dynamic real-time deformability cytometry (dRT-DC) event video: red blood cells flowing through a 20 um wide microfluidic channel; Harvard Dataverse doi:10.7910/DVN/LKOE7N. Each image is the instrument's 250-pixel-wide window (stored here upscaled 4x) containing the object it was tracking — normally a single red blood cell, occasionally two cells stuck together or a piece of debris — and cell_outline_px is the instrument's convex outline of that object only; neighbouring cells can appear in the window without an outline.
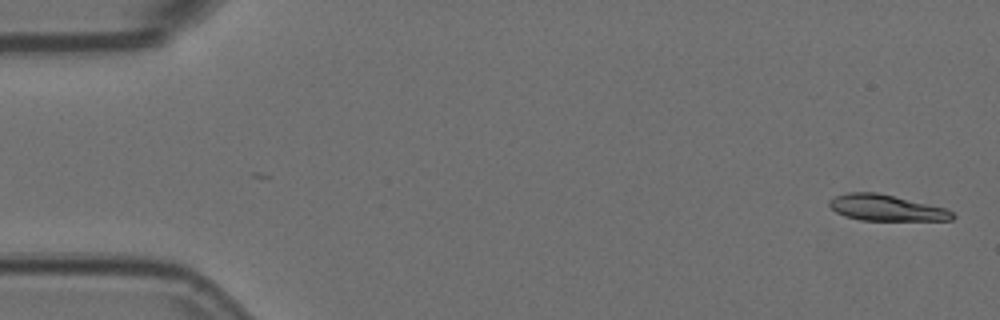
{"species": "Egyptian fruit bat (a non-hibernating species)", "species_latin": "Rousettus aegyptiacus", "temperature_condition": "room temperature", "stored_images_in_passage": 10, "camera_frame_rate_fps": 3000, "um_per_image_px": 0.085, "animal": {"sex": "female"}, "frame": {"image": 1, "passage_image": 1, "time_ms": 0.0, "image_size_px": [1000, 320], "cell_outline_px": [[956, 216], [952, 220], [860, 220], [844, 216], [836, 212], [828, 204], [828, 200], [836, 196], [848, 192], [876, 192], [944, 208], [952, 212]], "centroid_in_image_um": [75.28, 17.67], "position_along_channel_um": 9.7, "area_um2": 18.44}}
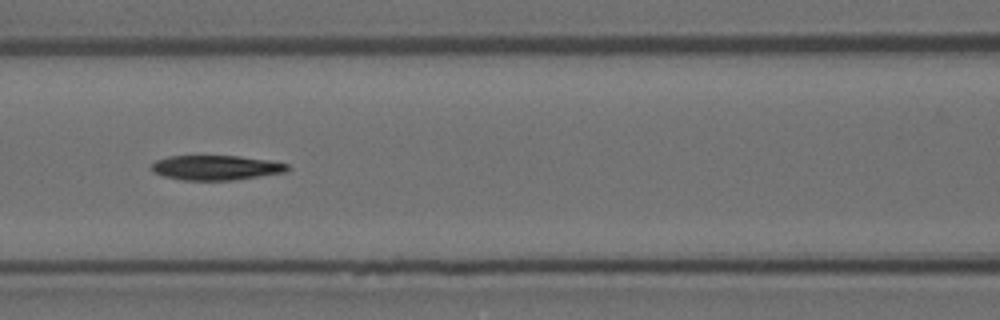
{"frame": {"image": 2, "passage_image": 6, "time_ms": 1.667, "image_size_px": [1000, 320], "cell_outline_px": [[288, 168], [284, 172], [232, 180], [180, 180], [164, 176], [152, 172], [152, 164], [156, 160], [168, 156], [236, 156], [268, 160], [288, 164]], "centroid_in_image_um": [18.3, 14.25], "position_along_channel_um": 148.3, "area_um2": 19.36}}
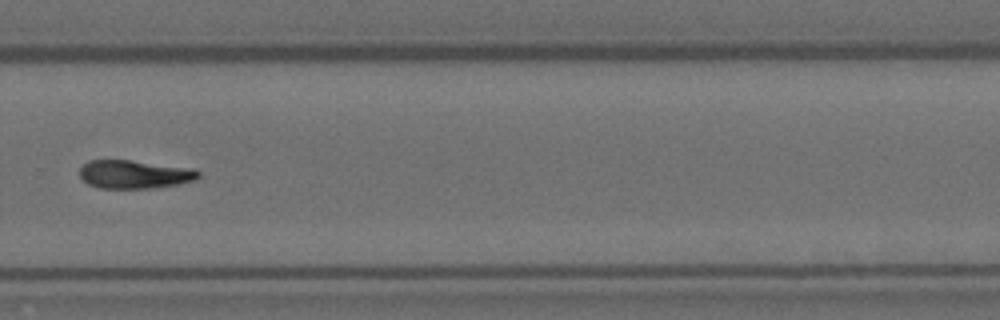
{"frame": {"image": 3, "passage_image": 10, "time_ms": 3.0, "image_size_px": [1000, 320], "cell_outline_px": [[200, 176], [196, 180], [180, 184], [152, 188], [100, 188], [88, 184], [80, 176], [80, 168], [88, 160], [132, 160], [196, 168], [200, 172]], "centroid_in_image_um": [11.49, 14.81], "position_along_channel_um": 318.3, "area_um2": 19.88}}